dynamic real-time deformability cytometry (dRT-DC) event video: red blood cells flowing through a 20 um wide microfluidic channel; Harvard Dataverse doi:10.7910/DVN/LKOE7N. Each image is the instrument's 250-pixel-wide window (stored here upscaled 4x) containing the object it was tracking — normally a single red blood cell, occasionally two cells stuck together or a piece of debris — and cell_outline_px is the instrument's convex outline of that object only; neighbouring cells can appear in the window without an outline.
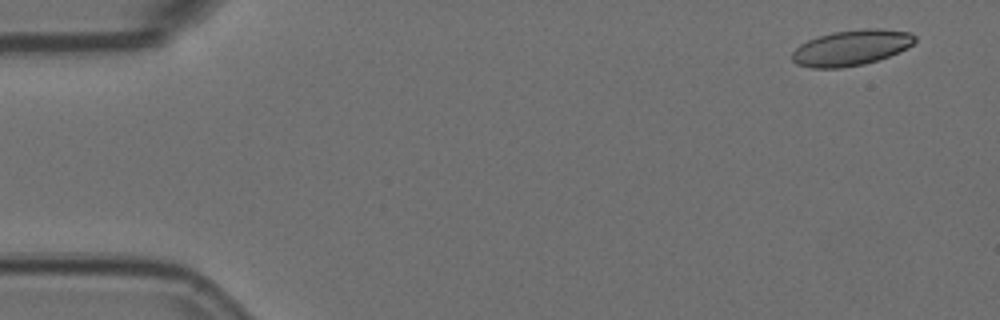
{"species": "Egyptian fruit bat (a non-hibernating species)", "species_latin": "Rousettus aegyptiacus", "temperature_condition": "room temperature", "stored_images_in_passage": 5, "camera_frame_rate_fps": 3000, "um_per_image_px": 0.085, "animal": {"sex": "female"}, "frame": {"image": 1, "passage_image": 1, "time_ms": 0.0, "image_size_px": [1000, 320], "cell_outline_px": [[916, 40], [908, 48], [900, 52], [864, 64], [840, 68], [812, 68], [796, 64], [792, 60], [792, 52], [800, 44], [808, 40], [832, 32], [868, 28], [876, 28], [912, 32], [916, 36]], "centroid_in_image_um": [72.38, 4.05], "position_along_channel_um": 12.6, "area_um2": 25.49}}
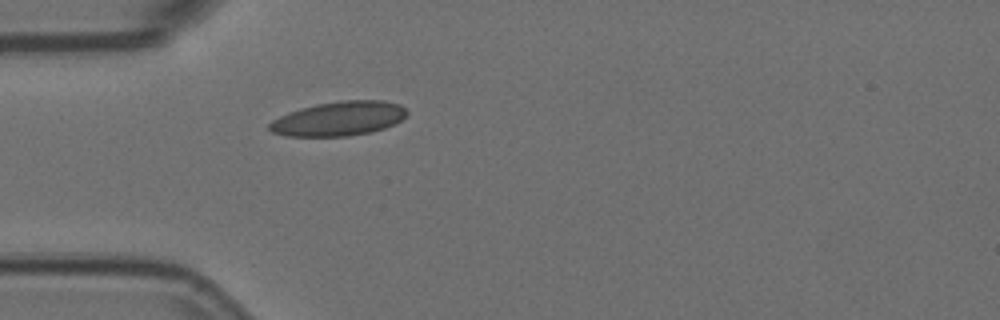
{"frame": {"image": 2, "passage_image": 5, "time_ms": 1.333, "image_size_px": [1000, 320], "cell_outline_px": [[408, 112], [400, 120], [384, 128], [368, 132], [348, 136], [288, 136], [272, 132], [268, 128], [268, 124], [272, 120], [288, 112], [300, 108], [316, 104], [340, 100], [384, 100], [400, 104]], "centroid_in_image_um": [28.77, 10.07], "position_along_channel_um": 56.2, "area_um2": 27.4}}